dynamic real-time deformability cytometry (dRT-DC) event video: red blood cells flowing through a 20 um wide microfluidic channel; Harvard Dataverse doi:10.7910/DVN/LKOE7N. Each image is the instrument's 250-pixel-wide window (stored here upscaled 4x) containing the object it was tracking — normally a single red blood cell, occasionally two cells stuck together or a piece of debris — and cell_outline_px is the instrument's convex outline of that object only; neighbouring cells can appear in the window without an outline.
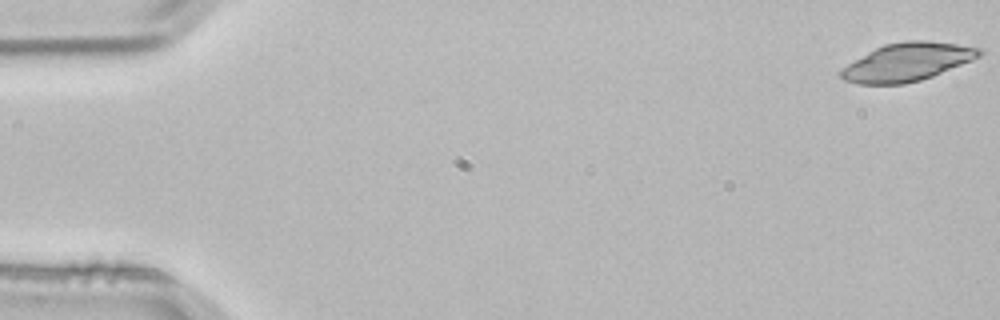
{"species": "common noctule bat (a hibernating species)", "species_latin": "Nyctalus noctula", "temperature_condition": "room temperature", "stored_images_in_passage": 4, "camera_frame_rate_fps": 3000, "um_per_image_px": 0.085, "animal": {"sex": "male", "body_mass_g": 21.5, "forearm_length_mm": 52.0}, "frame": {"image": 1, "passage_image": 1, "time_ms": 0.0, "image_size_px": [1000, 320], "cell_outline_px": [[984, 52], [980, 56], [972, 60], [932, 76], [920, 80], [904, 84], [856, 84], [844, 80], [836, 76], [836, 72], [840, 68], [868, 52], [884, 44], [904, 40], [928, 40], [956, 44], [980, 48]], "centroid_in_image_um": [77.05, 5.27], "position_along_channel_um": 7.9, "area_um2": 30.92}}